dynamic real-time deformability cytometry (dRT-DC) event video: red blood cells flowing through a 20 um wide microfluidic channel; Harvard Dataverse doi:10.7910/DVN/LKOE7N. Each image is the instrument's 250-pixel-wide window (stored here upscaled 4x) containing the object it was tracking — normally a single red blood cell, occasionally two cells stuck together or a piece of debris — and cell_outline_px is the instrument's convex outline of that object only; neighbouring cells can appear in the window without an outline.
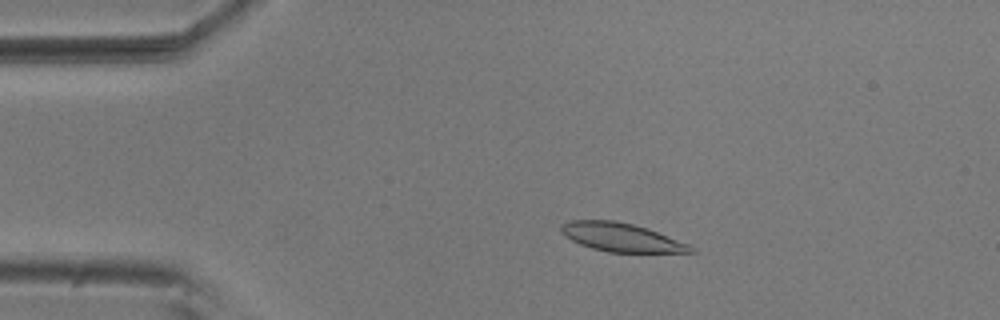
{"species": "common noctule bat (a hibernating species)", "species_latin": "Nyctalus noctula", "temperature_condition": "room temperature", "stored_images_in_passage": 54, "camera_frame_rate_fps": 3000, "um_per_image_px": 0.085, "animal": {"sex": "male", "body_mass_g": 20.5, "forearm_length_mm": 52.5}, "frame": {"image": 1, "passage_image": 10, "time_ms": 3.0, "image_size_px": [1000, 320], "cell_outline_px": [[696, 252], [608, 252], [592, 248], [580, 244], [564, 236], [560, 232], [560, 228], [568, 220], [616, 220], [648, 228], [688, 244], [696, 248]], "centroid_in_image_um": [52.8, 20.16], "position_along_channel_um": 32.2, "area_um2": 21.5}}
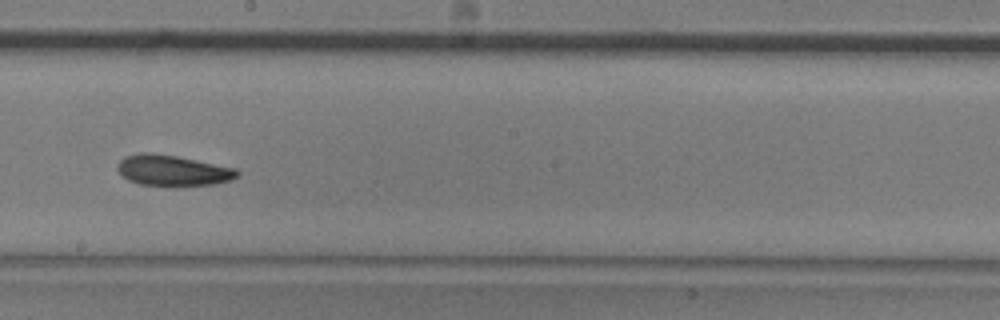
{"frame": {"image": 2, "passage_image": 30, "time_ms": 9.667, "image_size_px": [1000, 320], "cell_outline_px": [[240, 176], [232, 180], [216, 184], [172, 188], [140, 184], [128, 180], [116, 168], [116, 164], [124, 156], [140, 152], [148, 152], [176, 156], [236, 168], [240, 172]], "centroid_in_image_um": [14.7, 14.52], "position_along_channel_um": 233.5, "area_um2": 22.2}}
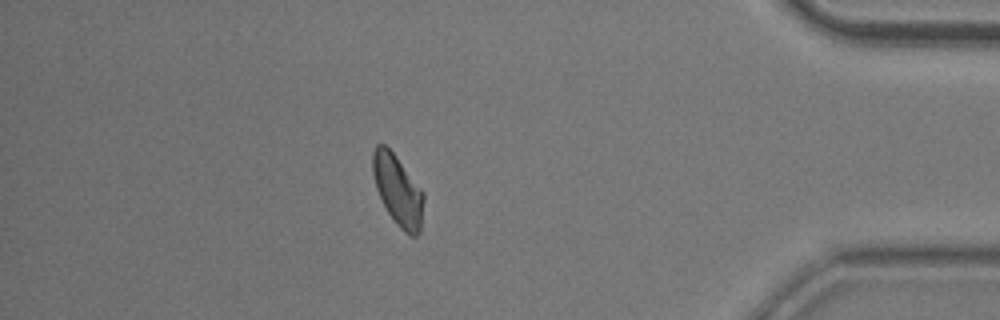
{"frame": {"image": 3, "passage_image": 47, "time_ms": 15.333, "image_size_px": [1000, 320], "cell_outline_px": [[424, 200], [420, 232], [416, 236], [412, 236], [404, 232], [396, 224], [388, 212], [376, 188], [372, 172], [372, 152], [376, 144], [384, 144], [396, 156], [424, 192]], "centroid_in_image_um": [33.82, 16.17], "position_along_channel_um": 401.4, "area_um2": 20.87}, "authors_computed_cell_mechanics": {"area_um2": 21.386, "velocity_mm_per_s": 3.6895, "shape_relaxation_time_tau1_ms": 5.7451, "shape_relaxation_time_tau2_ms": 5.3323, "deformation_change_tau1": 0.1331, "deformation_change_tau2": 0.1232}}